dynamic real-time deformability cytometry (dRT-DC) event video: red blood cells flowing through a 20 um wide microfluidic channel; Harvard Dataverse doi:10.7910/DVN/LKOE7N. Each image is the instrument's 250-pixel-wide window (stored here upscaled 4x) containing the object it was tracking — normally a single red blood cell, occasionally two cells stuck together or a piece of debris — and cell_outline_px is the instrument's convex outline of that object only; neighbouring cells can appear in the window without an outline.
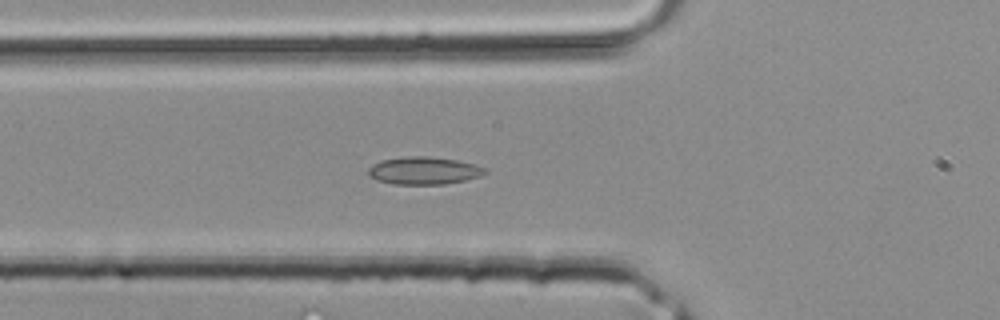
{"species": "common noctule bat (a hibernating species)", "species_latin": "Nyctalus noctula", "temperature_condition": "room temperature", "stored_images_in_passage": 27, "camera_frame_rate_fps": 3000, "um_per_image_px": 0.085, "animal": {"sex": "male", "body_mass_g": 20.4}, "frame": {"image": 1, "passage_image": 2, "time_ms": 0.333, "image_size_px": [1000, 320], "cell_outline_px": [[488, 172], [480, 176], [464, 180], [444, 184], [392, 184], [376, 180], [368, 176], [368, 168], [372, 164], [380, 160], [408, 156], [424, 156], [456, 160], [476, 164], [488, 168]], "centroid_in_image_um": [36.02, 14.5], "position_along_channel_um": 89.8, "area_um2": 18.9}}
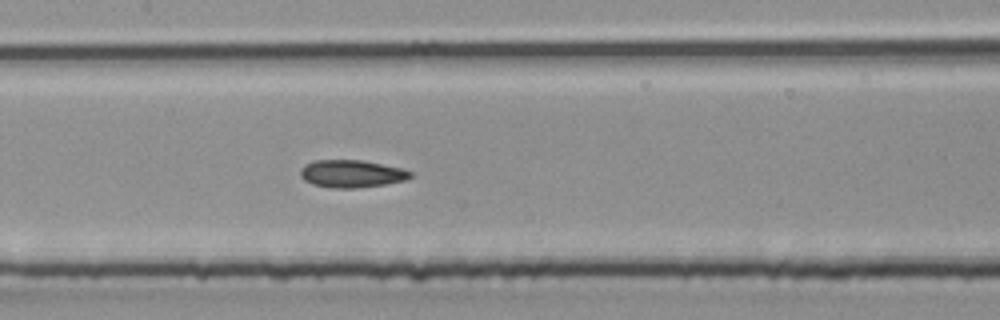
{"frame": {"image": 2, "passage_image": 7, "time_ms": 2.0, "image_size_px": [1000, 320], "cell_outline_px": [[416, 176], [404, 180], [384, 184], [356, 188], [328, 188], [312, 184], [304, 180], [300, 176], [300, 168], [304, 164], [312, 160], [364, 160], [400, 168], [412, 172]], "centroid_in_image_um": [29.85, 14.76], "position_along_channel_um": 177.5, "area_um2": 17.86}}
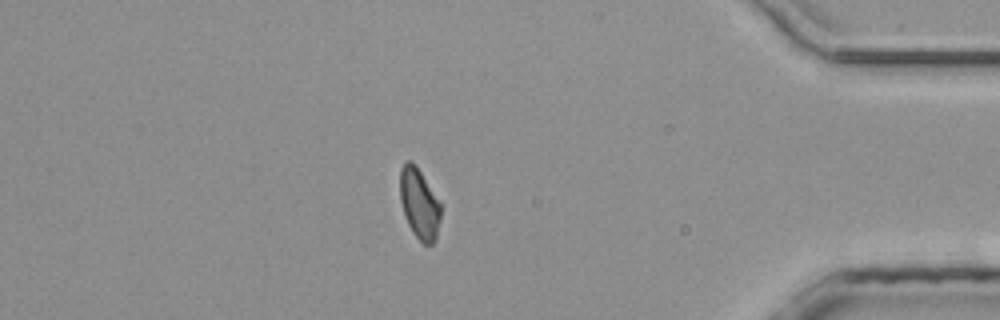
{"frame": {"image": 3, "passage_image": 22, "time_ms": 7.0, "image_size_px": [1000, 320], "cell_outline_px": [[440, 220], [436, 240], [432, 244], [424, 244], [412, 232], [408, 224], [400, 200], [400, 168], [408, 160], [416, 164], [440, 200]], "centroid_in_image_um": [35.65, 17.29], "position_along_channel_um": 399.5, "area_um2": 16.82}}